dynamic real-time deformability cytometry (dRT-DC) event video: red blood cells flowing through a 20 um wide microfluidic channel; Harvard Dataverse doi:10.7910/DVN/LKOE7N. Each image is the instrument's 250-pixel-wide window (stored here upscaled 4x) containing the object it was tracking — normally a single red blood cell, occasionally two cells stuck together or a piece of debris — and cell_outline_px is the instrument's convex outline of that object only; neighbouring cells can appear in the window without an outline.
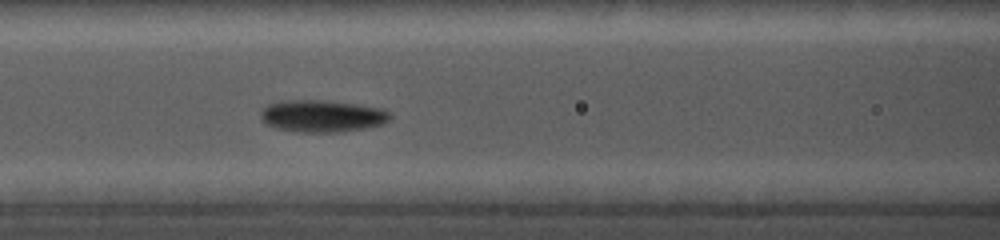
{"species": "common noctule bat (a hibernating species)", "species_latin": "Nyctalus noctula", "temperature_condition": "cold", "stored_images_in_passage": 28, "camera_frame_rate_fps": 5000, "um_per_image_px": 0.085, "animal": {"sex": "female", "body_mass_g": 19.0, "forearm_length_mm": 56.7}, "frame": {"image": 1, "passage_image": 13, "time_ms": 7.0, "image_size_px": [1000, 240], "cell_outline_px": [[392, 116], [384, 124], [368, 128], [344, 132], [296, 132], [276, 128], [264, 124], [260, 116], [260, 112], [268, 104], [284, 100], [320, 100], [356, 104], [380, 108], [392, 112]], "centroid_in_image_um": [27.39, 9.87], "position_along_channel_um": 139.2, "area_um2": 24.51}}
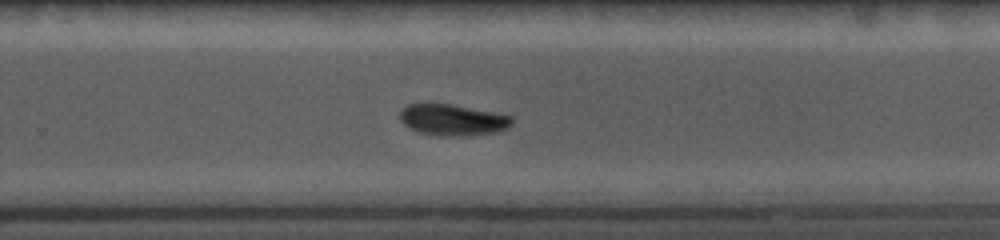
{"frame": {"image": 2, "passage_image": 20, "time_ms": 11.0, "image_size_px": [1000, 240], "cell_outline_px": [[512, 124], [508, 128], [500, 132], [448, 136], [440, 136], [420, 132], [408, 128], [400, 120], [400, 112], [408, 104], [428, 100], [452, 104], [512, 116]], "centroid_in_image_um": [38.42, 10.15], "position_along_channel_um": 291.4, "area_um2": 20.81}}
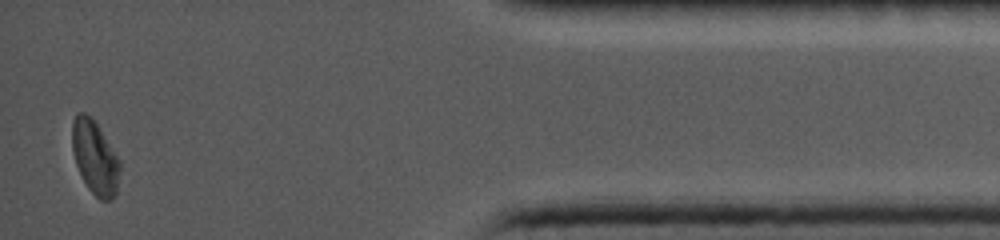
{"frame": {"image": 3, "passage_image": 28, "time_ms": 15.6, "image_size_px": [1000, 240], "cell_outline_px": [[120, 168], [116, 192], [112, 200], [100, 200], [88, 188], [76, 164], [72, 152], [72, 120], [76, 112], [84, 112], [96, 124], [120, 160]], "centroid_in_image_um": [8.05, 13.39], "position_along_channel_um": 427.1, "area_um2": 20.17}}